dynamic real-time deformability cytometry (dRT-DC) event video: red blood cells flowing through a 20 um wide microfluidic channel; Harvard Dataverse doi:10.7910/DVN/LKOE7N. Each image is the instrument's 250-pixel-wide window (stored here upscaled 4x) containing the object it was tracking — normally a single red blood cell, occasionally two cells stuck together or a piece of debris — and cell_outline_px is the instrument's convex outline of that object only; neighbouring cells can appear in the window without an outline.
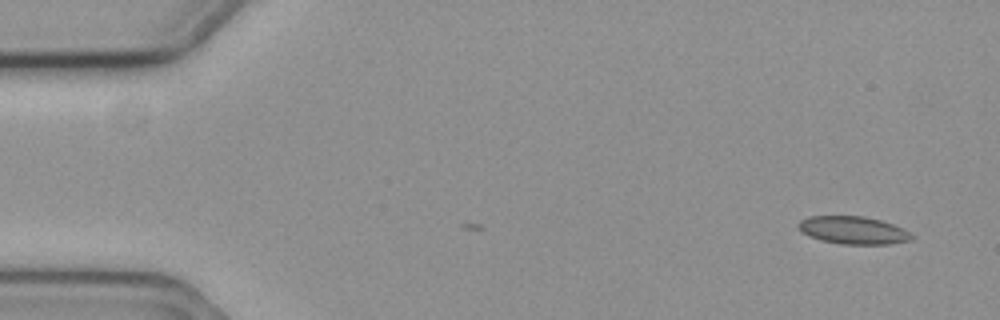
{"species": "common noctule bat (a hibernating species)", "species_latin": "Nyctalus noctula", "temperature_condition": "cold", "stored_images_in_passage": 4, "camera_frame_rate_fps": 3000, "um_per_image_px": 0.085, "animal": {"sex": "female", "body_mass_g": 19.3, "forearm_length_mm": 54.1}, "frame": {"image": 1, "passage_image": 4, "time_ms": 1.0, "image_size_px": [1000, 320], "cell_outline_px": [[912, 240], [888, 244], [840, 244], [820, 240], [808, 236], [800, 232], [796, 224], [800, 220], [808, 216], [864, 216], [880, 220], [892, 224], [908, 232], [912, 236]], "centroid_in_image_um": [72.43, 19.57], "position_along_channel_um": 12.6, "area_um2": 18.32}}